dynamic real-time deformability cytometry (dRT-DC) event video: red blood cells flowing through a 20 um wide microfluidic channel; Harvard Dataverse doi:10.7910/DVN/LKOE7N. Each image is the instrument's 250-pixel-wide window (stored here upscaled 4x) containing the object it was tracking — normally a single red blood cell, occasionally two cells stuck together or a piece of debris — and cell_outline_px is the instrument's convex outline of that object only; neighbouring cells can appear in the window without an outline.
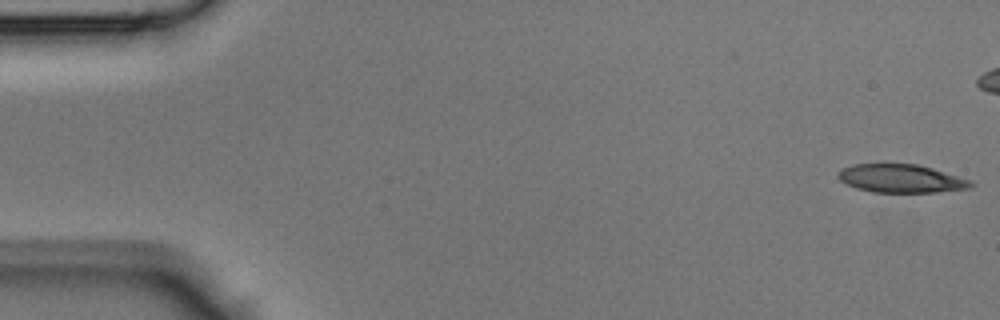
{"species": "Egyptian fruit bat (a non-hibernating species)", "species_latin": "Rousettus aegyptiacus", "temperature_condition": "room temperature", "stored_images_in_passage": 37, "camera_frame_rate_fps": 3000, "um_per_image_px": 0.085, "animal": {"sex": "male"}, "frame": {"image": 1, "passage_image": 1, "time_ms": 0.0, "image_size_px": [1000, 320], "cell_outline_px": [[976, 184], [972, 188], [936, 192], [872, 192], [856, 188], [840, 180], [836, 176], [840, 168], [852, 164], [916, 164], [932, 168], [972, 180]], "centroid_in_image_um": [76.6, 15.17], "position_along_channel_um": 8.4, "area_um2": 22.02}}
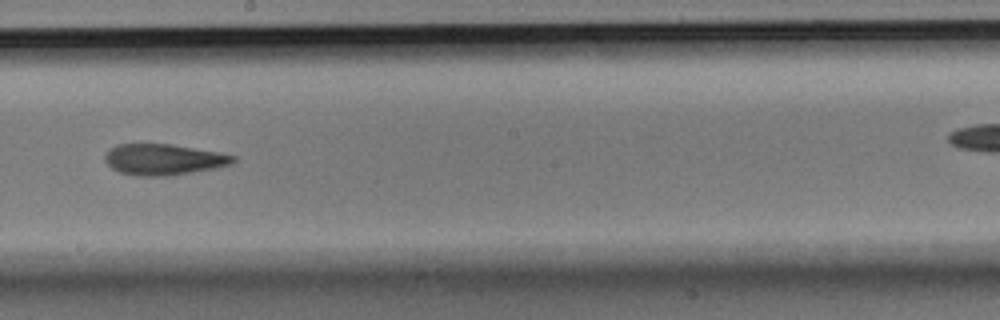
{"frame": {"image": 2, "passage_image": 24, "time_ms": 7.667, "image_size_px": [1000, 320], "cell_outline_px": [[236, 160], [232, 164], [216, 168], [168, 176], [136, 176], [120, 172], [112, 168], [104, 160], [104, 156], [108, 148], [116, 144], [172, 144], [220, 152], [236, 156]], "centroid_in_image_um": [13.9, 13.55], "position_along_channel_um": 234.3, "area_um2": 23.41}}
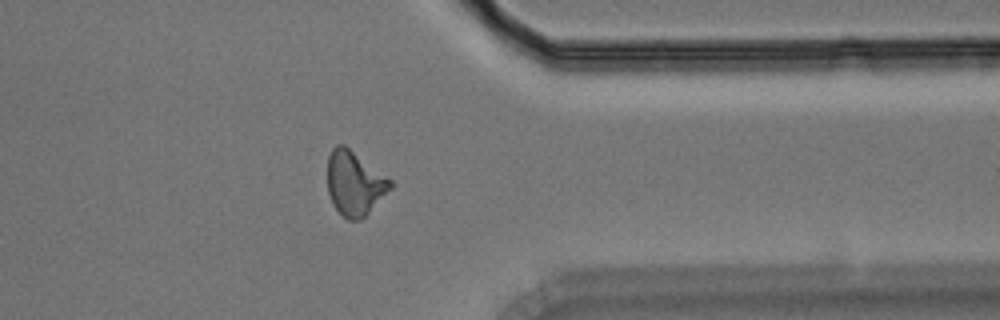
{"frame": {"image": 3, "passage_image": 34, "time_ms": 11.0, "image_size_px": [1000, 320], "cell_outline_px": [[392, 188], [360, 220], [348, 220], [332, 204], [328, 192], [328, 156], [332, 148], [336, 144], [344, 144], [392, 180]], "centroid_in_image_um": [30.13, 15.56], "position_along_channel_um": 381.3, "area_um2": 23.35}}